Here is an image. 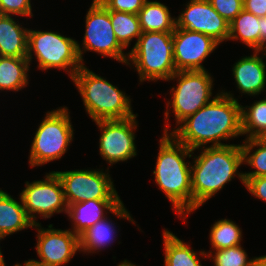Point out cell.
<instances>
[{"instance_id": "obj_20", "label": "cell", "mask_w": 266, "mask_h": 266, "mask_svg": "<svg viewBox=\"0 0 266 266\" xmlns=\"http://www.w3.org/2000/svg\"><path fill=\"white\" fill-rule=\"evenodd\" d=\"M137 15L142 32H173L176 27V18L159 1L147 0Z\"/></svg>"}, {"instance_id": "obj_15", "label": "cell", "mask_w": 266, "mask_h": 266, "mask_svg": "<svg viewBox=\"0 0 266 266\" xmlns=\"http://www.w3.org/2000/svg\"><path fill=\"white\" fill-rule=\"evenodd\" d=\"M42 228L38 223L33 228L37 230L36 252L40 262L50 265L62 266L69 263L79 248V237L70 229L61 230L52 228Z\"/></svg>"}, {"instance_id": "obj_21", "label": "cell", "mask_w": 266, "mask_h": 266, "mask_svg": "<svg viewBox=\"0 0 266 266\" xmlns=\"http://www.w3.org/2000/svg\"><path fill=\"white\" fill-rule=\"evenodd\" d=\"M29 69L27 57L0 56V90L16 92L27 86Z\"/></svg>"}, {"instance_id": "obj_33", "label": "cell", "mask_w": 266, "mask_h": 266, "mask_svg": "<svg viewBox=\"0 0 266 266\" xmlns=\"http://www.w3.org/2000/svg\"><path fill=\"white\" fill-rule=\"evenodd\" d=\"M244 186L255 198L266 202V176L244 177Z\"/></svg>"}, {"instance_id": "obj_18", "label": "cell", "mask_w": 266, "mask_h": 266, "mask_svg": "<svg viewBox=\"0 0 266 266\" xmlns=\"http://www.w3.org/2000/svg\"><path fill=\"white\" fill-rule=\"evenodd\" d=\"M28 28L0 14V56L27 57Z\"/></svg>"}, {"instance_id": "obj_25", "label": "cell", "mask_w": 266, "mask_h": 266, "mask_svg": "<svg viewBox=\"0 0 266 266\" xmlns=\"http://www.w3.org/2000/svg\"><path fill=\"white\" fill-rule=\"evenodd\" d=\"M241 131L245 139L266 137V100L262 99L252 106H241Z\"/></svg>"}, {"instance_id": "obj_31", "label": "cell", "mask_w": 266, "mask_h": 266, "mask_svg": "<svg viewBox=\"0 0 266 266\" xmlns=\"http://www.w3.org/2000/svg\"><path fill=\"white\" fill-rule=\"evenodd\" d=\"M209 2L229 23L243 10V0H209Z\"/></svg>"}, {"instance_id": "obj_38", "label": "cell", "mask_w": 266, "mask_h": 266, "mask_svg": "<svg viewBox=\"0 0 266 266\" xmlns=\"http://www.w3.org/2000/svg\"><path fill=\"white\" fill-rule=\"evenodd\" d=\"M259 53H262V57L264 58L266 56V42L264 44L261 45V47L257 50Z\"/></svg>"}, {"instance_id": "obj_28", "label": "cell", "mask_w": 266, "mask_h": 266, "mask_svg": "<svg viewBox=\"0 0 266 266\" xmlns=\"http://www.w3.org/2000/svg\"><path fill=\"white\" fill-rule=\"evenodd\" d=\"M242 143L243 164H247L255 170L243 173V177L266 176V138L245 139ZM254 147L259 148L255 149ZM253 149H255L254 152H252Z\"/></svg>"}, {"instance_id": "obj_11", "label": "cell", "mask_w": 266, "mask_h": 266, "mask_svg": "<svg viewBox=\"0 0 266 266\" xmlns=\"http://www.w3.org/2000/svg\"><path fill=\"white\" fill-rule=\"evenodd\" d=\"M44 178L31 183L26 181L25 188L19 195L27 216L34 224L38 223L37 214L46 219L55 213L67 212L68 206L58 175L52 171L46 173Z\"/></svg>"}, {"instance_id": "obj_32", "label": "cell", "mask_w": 266, "mask_h": 266, "mask_svg": "<svg viewBox=\"0 0 266 266\" xmlns=\"http://www.w3.org/2000/svg\"><path fill=\"white\" fill-rule=\"evenodd\" d=\"M109 11L138 14L147 0H99Z\"/></svg>"}, {"instance_id": "obj_27", "label": "cell", "mask_w": 266, "mask_h": 266, "mask_svg": "<svg viewBox=\"0 0 266 266\" xmlns=\"http://www.w3.org/2000/svg\"><path fill=\"white\" fill-rule=\"evenodd\" d=\"M210 242L214 251L241 245L242 230L229 219L215 222L210 230Z\"/></svg>"}, {"instance_id": "obj_6", "label": "cell", "mask_w": 266, "mask_h": 266, "mask_svg": "<svg viewBox=\"0 0 266 266\" xmlns=\"http://www.w3.org/2000/svg\"><path fill=\"white\" fill-rule=\"evenodd\" d=\"M33 55L42 71L63 69L69 73L70 79L84 65L78 54L77 41L57 32L29 29L27 59L30 64Z\"/></svg>"}, {"instance_id": "obj_36", "label": "cell", "mask_w": 266, "mask_h": 266, "mask_svg": "<svg viewBox=\"0 0 266 266\" xmlns=\"http://www.w3.org/2000/svg\"><path fill=\"white\" fill-rule=\"evenodd\" d=\"M15 266H56V265H50V264L43 263L35 259H31V260L29 259L28 261L24 262V265L17 263L15 264Z\"/></svg>"}, {"instance_id": "obj_7", "label": "cell", "mask_w": 266, "mask_h": 266, "mask_svg": "<svg viewBox=\"0 0 266 266\" xmlns=\"http://www.w3.org/2000/svg\"><path fill=\"white\" fill-rule=\"evenodd\" d=\"M67 107L47 112L31 144L29 165L41 166L60 159L73 141L74 130Z\"/></svg>"}, {"instance_id": "obj_9", "label": "cell", "mask_w": 266, "mask_h": 266, "mask_svg": "<svg viewBox=\"0 0 266 266\" xmlns=\"http://www.w3.org/2000/svg\"><path fill=\"white\" fill-rule=\"evenodd\" d=\"M85 34L81 45L77 42L80 60L83 53L93 51L103 57L127 64L129 53H124V47L117 40L110 21V11L99 1L93 0L85 17Z\"/></svg>"}, {"instance_id": "obj_24", "label": "cell", "mask_w": 266, "mask_h": 266, "mask_svg": "<svg viewBox=\"0 0 266 266\" xmlns=\"http://www.w3.org/2000/svg\"><path fill=\"white\" fill-rule=\"evenodd\" d=\"M114 233L116 234L114 224L106 216L79 236L80 251L91 254L104 250V247L111 245L110 243L115 240Z\"/></svg>"}, {"instance_id": "obj_14", "label": "cell", "mask_w": 266, "mask_h": 266, "mask_svg": "<svg viewBox=\"0 0 266 266\" xmlns=\"http://www.w3.org/2000/svg\"><path fill=\"white\" fill-rule=\"evenodd\" d=\"M176 27L200 32L219 44L228 41L229 22L211 5L209 0H190L176 18Z\"/></svg>"}, {"instance_id": "obj_17", "label": "cell", "mask_w": 266, "mask_h": 266, "mask_svg": "<svg viewBox=\"0 0 266 266\" xmlns=\"http://www.w3.org/2000/svg\"><path fill=\"white\" fill-rule=\"evenodd\" d=\"M258 51L253 55L238 60L233 68L236 87L243 94L255 96L265 90L266 85V62Z\"/></svg>"}, {"instance_id": "obj_8", "label": "cell", "mask_w": 266, "mask_h": 266, "mask_svg": "<svg viewBox=\"0 0 266 266\" xmlns=\"http://www.w3.org/2000/svg\"><path fill=\"white\" fill-rule=\"evenodd\" d=\"M178 79V81H177ZM169 80H176L177 87L171 88V101L167 102L165 120L169 117L168 107H172L178 126L187 117L196 113L211 100L213 78L206 70L177 71Z\"/></svg>"}, {"instance_id": "obj_39", "label": "cell", "mask_w": 266, "mask_h": 266, "mask_svg": "<svg viewBox=\"0 0 266 266\" xmlns=\"http://www.w3.org/2000/svg\"><path fill=\"white\" fill-rule=\"evenodd\" d=\"M1 239H3V237L0 235V240ZM0 266H6L5 261H4V257H3V254L1 252V250H0Z\"/></svg>"}, {"instance_id": "obj_16", "label": "cell", "mask_w": 266, "mask_h": 266, "mask_svg": "<svg viewBox=\"0 0 266 266\" xmlns=\"http://www.w3.org/2000/svg\"><path fill=\"white\" fill-rule=\"evenodd\" d=\"M107 213H112L119 219L124 218L135 224V221L121 200L91 199L70 204L67 207L66 215L74 222L72 223L73 229L71 231L79 237L85 230L105 218Z\"/></svg>"}, {"instance_id": "obj_5", "label": "cell", "mask_w": 266, "mask_h": 266, "mask_svg": "<svg viewBox=\"0 0 266 266\" xmlns=\"http://www.w3.org/2000/svg\"><path fill=\"white\" fill-rule=\"evenodd\" d=\"M130 62L143 81H169L176 72L173 57V32H142L130 50Z\"/></svg>"}, {"instance_id": "obj_29", "label": "cell", "mask_w": 266, "mask_h": 266, "mask_svg": "<svg viewBox=\"0 0 266 266\" xmlns=\"http://www.w3.org/2000/svg\"><path fill=\"white\" fill-rule=\"evenodd\" d=\"M202 258H211L214 261V266H256V257L248 259V255L241 245L229 247L227 249L209 251H198Z\"/></svg>"}, {"instance_id": "obj_13", "label": "cell", "mask_w": 266, "mask_h": 266, "mask_svg": "<svg viewBox=\"0 0 266 266\" xmlns=\"http://www.w3.org/2000/svg\"><path fill=\"white\" fill-rule=\"evenodd\" d=\"M220 45L200 32L175 27L173 31V57L176 72L206 70L202 62Z\"/></svg>"}, {"instance_id": "obj_37", "label": "cell", "mask_w": 266, "mask_h": 266, "mask_svg": "<svg viewBox=\"0 0 266 266\" xmlns=\"http://www.w3.org/2000/svg\"><path fill=\"white\" fill-rule=\"evenodd\" d=\"M256 266H266V255L256 257Z\"/></svg>"}, {"instance_id": "obj_12", "label": "cell", "mask_w": 266, "mask_h": 266, "mask_svg": "<svg viewBox=\"0 0 266 266\" xmlns=\"http://www.w3.org/2000/svg\"><path fill=\"white\" fill-rule=\"evenodd\" d=\"M136 118L137 114L125 119L95 121L101 131L99 153L110 166L137 155L134 141V131L138 127Z\"/></svg>"}, {"instance_id": "obj_1", "label": "cell", "mask_w": 266, "mask_h": 266, "mask_svg": "<svg viewBox=\"0 0 266 266\" xmlns=\"http://www.w3.org/2000/svg\"><path fill=\"white\" fill-rule=\"evenodd\" d=\"M241 104L230 92L220 91L211 101L193 115L183 120L179 127L168 132L166 122L164 134H171L178 142L195 151L204 145L225 146L221 140L242 136Z\"/></svg>"}, {"instance_id": "obj_34", "label": "cell", "mask_w": 266, "mask_h": 266, "mask_svg": "<svg viewBox=\"0 0 266 266\" xmlns=\"http://www.w3.org/2000/svg\"><path fill=\"white\" fill-rule=\"evenodd\" d=\"M243 9L257 17L266 16V0H243Z\"/></svg>"}, {"instance_id": "obj_19", "label": "cell", "mask_w": 266, "mask_h": 266, "mask_svg": "<svg viewBox=\"0 0 266 266\" xmlns=\"http://www.w3.org/2000/svg\"><path fill=\"white\" fill-rule=\"evenodd\" d=\"M20 202L0 189V235L4 238L26 228H33L34 223L26 214L21 196Z\"/></svg>"}, {"instance_id": "obj_35", "label": "cell", "mask_w": 266, "mask_h": 266, "mask_svg": "<svg viewBox=\"0 0 266 266\" xmlns=\"http://www.w3.org/2000/svg\"><path fill=\"white\" fill-rule=\"evenodd\" d=\"M260 22V47L266 42V16L258 17Z\"/></svg>"}, {"instance_id": "obj_3", "label": "cell", "mask_w": 266, "mask_h": 266, "mask_svg": "<svg viewBox=\"0 0 266 266\" xmlns=\"http://www.w3.org/2000/svg\"><path fill=\"white\" fill-rule=\"evenodd\" d=\"M159 152L153 171L155 183L171 201L172 209L186 219L192 212L191 163L193 150L178 142L171 134H164L159 140Z\"/></svg>"}, {"instance_id": "obj_30", "label": "cell", "mask_w": 266, "mask_h": 266, "mask_svg": "<svg viewBox=\"0 0 266 266\" xmlns=\"http://www.w3.org/2000/svg\"><path fill=\"white\" fill-rule=\"evenodd\" d=\"M0 14L32 17L31 0H0Z\"/></svg>"}, {"instance_id": "obj_2", "label": "cell", "mask_w": 266, "mask_h": 266, "mask_svg": "<svg viewBox=\"0 0 266 266\" xmlns=\"http://www.w3.org/2000/svg\"><path fill=\"white\" fill-rule=\"evenodd\" d=\"M201 153L194 156L191 164L192 212L222 190L236 175L244 185L241 145L209 146L198 148Z\"/></svg>"}, {"instance_id": "obj_26", "label": "cell", "mask_w": 266, "mask_h": 266, "mask_svg": "<svg viewBox=\"0 0 266 266\" xmlns=\"http://www.w3.org/2000/svg\"><path fill=\"white\" fill-rule=\"evenodd\" d=\"M110 21L117 40L125 49L133 38L138 41L142 34L137 14L110 11Z\"/></svg>"}, {"instance_id": "obj_22", "label": "cell", "mask_w": 266, "mask_h": 266, "mask_svg": "<svg viewBox=\"0 0 266 266\" xmlns=\"http://www.w3.org/2000/svg\"><path fill=\"white\" fill-rule=\"evenodd\" d=\"M163 241L164 266H203L197 251L167 229L163 231Z\"/></svg>"}, {"instance_id": "obj_40", "label": "cell", "mask_w": 266, "mask_h": 266, "mask_svg": "<svg viewBox=\"0 0 266 266\" xmlns=\"http://www.w3.org/2000/svg\"><path fill=\"white\" fill-rule=\"evenodd\" d=\"M117 266H136V265L127 260H124L123 262L119 263Z\"/></svg>"}, {"instance_id": "obj_10", "label": "cell", "mask_w": 266, "mask_h": 266, "mask_svg": "<svg viewBox=\"0 0 266 266\" xmlns=\"http://www.w3.org/2000/svg\"><path fill=\"white\" fill-rule=\"evenodd\" d=\"M54 171L63 187L67 206L87 200H121L109 173L102 169Z\"/></svg>"}, {"instance_id": "obj_4", "label": "cell", "mask_w": 266, "mask_h": 266, "mask_svg": "<svg viewBox=\"0 0 266 266\" xmlns=\"http://www.w3.org/2000/svg\"><path fill=\"white\" fill-rule=\"evenodd\" d=\"M71 79L82 97L87 114L94 122L135 116L129 96L85 65Z\"/></svg>"}, {"instance_id": "obj_23", "label": "cell", "mask_w": 266, "mask_h": 266, "mask_svg": "<svg viewBox=\"0 0 266 266\" xmlns=\"http://www.w3.org/2000/svg\"><path fill=\"white\" fill-rule=\"evenodd\" d=\"M228 40H241L246 46L257 51L260 48V22H258V17L243 9L229 23Z\"/></svg>"}]
</instances>
